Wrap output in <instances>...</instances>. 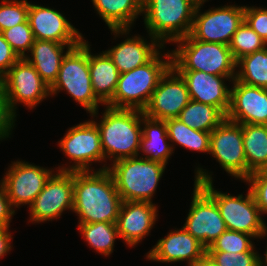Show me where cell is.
<instances>
[{
    "instance_id": "1",
    "label": "cell",
    "mask_w": 267,
    "mask_h": 266,
    "mask_svg": "<svg viewBox=\"0 0 267 266\" xmlns=\"http://www.w3.org/2000/svg\"><path fill=\"white\" fill-rule=\"evenodd\" d=\"M122 198L105 164L94 171H73V212L79 223H117Z\"/></svg>"
},
{
    "instance_id": "2",
    "label": "cell",
    "mask_w": 267,
    "mask_h": 266,
    "mask_svg": "<svg viewBox=\"0 0 267 266\" xmlns=\"http://www.w3.org/2000/svg\"><path fill=\"white\" fill-rule=\"evenodd\" d=\"M105 107L100 123L96 122L100 132L104 162L107 158L115 162L139 156L144 112L137 109Z\"/></svg>"
},
{
    "instance_id": "3",
    "label": "cell",
    "mask_w": 267,
    "mask_h": 266,
    "mask_svg": "<svg viewBox=\"0 0 267 266\" xmlns=\"http://www.w3.org/2000/svg\"><path fill=\"white\" fill-rule=\"evenodd\" d=\"M194 183L199 184L216 202L227 230L242 232L254 238L267 236V226L251 190L245 197L222 193L213 187L212 175L206 169L197 168ZM210 174V175H209Z\"/></svg>"
},
{
    "instance_id": "4",
    "label": "cell",
    "mask_w": 267,
    "mask_h": 266,
    "mask_svg": "<svg viewBox=\"0 0 267 266\" xmlns=\"http://www.w3.org/2000/svg\"><path fill=\"white\" fill-rule=\"evenodd\" d=\"M160 54L161 51L147 64L120 74L113 98L106 106L143 111L160 79L172 66L171 52Z\"/></svg>"
},
{
    "instance_id": "5",
    "label": "cell",
    "mask_w": 267,
    "mask_h": 266,
    "mask_svg": "<svg viewBox=\"0 0 267 266\" xmlns=\"http://www.w3.org/2000/svg\"><path fill=\"white\" fill-rule=\"evenodd\" d=\"M171 51L172 67L176 71H203L212 75L236 76V61L229 45L202 42L191 34L175 41Z\"/></svg>"
},
{
    "instance_id": "6",
    "label": "cell",
    "mask_w": 267,
    "mask_h": 266,
    "mask_svg": "<svg viewBox=\"0 0 267 266\" xmlns=\"http://www.w3.org/2000/svg\"><path fill=\"white\" fill-rule=\"evenodd\" d=\"M197 4L195 0H143L148 35L163 46L189 35Z\"/></svg>"
},
{
    "instance_id": "7",
    "label": "cell",
    "mask_w": 267,
    "mask_h": 266,
    "mask_svg": "<svg viewBox=\"0 0 267 266\" xmlns=\"http://www.w3.org/2000/svg\"><path fill=\"white\" fill-rule=\"evenodd\" d=\"M61 90L70 94L93 118L98 114V105H104L92 88L88 41L83 40L63 57L57 80L50 87V94L56 95Z\"/></svg>"
},
{
    "instance_id": "8",
    "label": "cell",
    "mask_w": 267,
    "mask_h": 266,
    "mask_svg": "<svg viewBox=\"0 0 267 266\" xmlns=\"http://www.w3.org/2000/svg\"><path fill=\"white\" fill-rule=\"evenodd\" d=\"M111 166H107V170L123 201L153 202L152 197L166 165L139 155L117 160Z\"/></svg>"
},
{
    "instance_id": "9",
    "label": "cell",
    "mask_w": 267,
    "mask_h": 266,
    "mask_svg": "<svg viewBox=\"0 0 267 266\" xmlns=\"http://www.w3.org/2000/svg\"><path fill=\"white\" fill-rule=\"evenodd\" d=\"M59 147L74 164L59 166L57 171H92V162H104L100 132L93 119L68 129Z\"/></svg>"
},
{
    "instance_id": "10",
    "label": "cell",
    "mask_w": 267,
    "mask_h": 266,
    "mask_svg": "<svg viewBox=\"0 0 267 266\" xmlns=\"http://www.w3.org/2000/svg\"><path fill=\"white\" fill-rule=\"evenodd\" d=\"M202 5L203 3H198L195 8L190 34L202 42L229 45L237 28L244 21V6L227 4L201 13Z\"/></svg>"
},
{
    "instance_id": "11",
    "label": "cell",
    "mask_w": 267,
    "mask_h": 266,
    "mask_svg": "<svg viewBox=\"0 0 267 266\" xmlns=\"http://www.w3.org/2000/svg\"><path fill=\"white\" fill-rule=\"evenodd\" d=\"M221 167L235 179H247L242 124L225 119L210 135V152Z\"/></svg>"
},
{
    "instance_id": "12",
    "label": "cell",
    "mask_w": 267,
    "mask_h": 266,
    "mask_svg": "<svg viewBox=\"0 0 267 266\" xmlns=\"http://www.w3.org/2000/svg\"><path fill=\"white\" fill-rule=\"evenodd\" d=\"M183 227L207 249L227 230L214 199L197 183Z\"/></svg>"
},
{
    "instance_id": "13",
    "label": "cell",
    "mask_w": 267,
    "mask_h": 266,
    "mask_svg": "<svg viewBox=\"0 0 267 266\" xmlns=\"http://www.w3.org/2000/svg\"><path fill=\"white\" fill-rule=\"evenodd\" d=\"M57 173V174H56ZM30 206L32 223L52 221L62 212L73 210V171H56Z\"/></svg>"
},
{
    "instance_id": "14",
    "label": "cell",
    "mask_w": 267,
    "mask_h": 266,
    "mask_svg": "<svg viewBox=\"0 0 267 266\" xmlns=\"http://www.w3.org/2000/svg\"><path fill=\"white\" fill-rule=\"evenodd\" d=\"M7 83L8 106L15 116L18 102L32 109L47 96H51L50 86L25 58H20L7 71Z\"/></svg>"
},
{
    "instance_id": "15",
    "label": "cell",
    "mask_w": 267,
    "mask_h": 266,
    "mask_svg": "<svg viewBox=\"0 0 267 266\" xmlns=\"http://www.w3.org/2000/svg\"><path fill=\"white\" fill-rule=\"evenodd\" d=\"M9 167L2 180L7 196L14 208H18L22 204L30 207L54 173L52 169H46L22 160L12 162Z\"/></svg>"
},
{
    "instance_id": "16",
    "label": "cell",
    "mask_w": 267,
    "mask_h": 266,
    "mask_svg": "<svg viewBox=\"0 0 267 266\" xmlns=\"http://www.w3.org/2000/svg\"><path fill=\"white\" fill-rule=\"evenodd\" d=\"M190 100L185 81L171 66L160 79L143 112L158 120L177 118Z\"/></svg>"
},
{
    "instance_id": "17",
    "label": "cell",
    "mask_w": 267,
    "mask_h": 266,
    "mask_svg": "<svg viewBox=\"0 0 267 266\" xmlns=\"http://www.w3.org/2000/svg\"><path fill=\"white\" fill-rule=\"evenodd\" d=\"M226 118L239 124L267 125V88L232 81Z\"/></svg>"
},
{
    "instance_id": "18",
    "label": "cell",
    "mask_w": 267,
    "mask_h": 266,
    "mask_svg": "<svg viewBox=\"0 0 267 266\" xmlns=\"http://www.w3.org/2000/svg\"><path fill=\"white\" fill-rule=\"evenodd\" d=\"M28 21L35 39L80 44L84 39L59 11L29 3Z\"/></svg>"
},
{
    "instance_id": "19",
    "label": "cell",
    "mask_w": 267,
    "mask_h": 266,
    "mask_svg": "<svg viewBox=\"0 0 267 266\" xmlns=\"http://www.w3.org/2000/svg\"><path fill=\"white\" fill-rule=\"evenodd\" d=\"M206 253V248L194 238L184 227L171 231L147 253L150 261L174 263L187 261L194 266Z\"/></svg>"
},
{
    "instance_id": "20",
    "label": "cell",
    "mask_w": 267,
    "mask_h": 266,
    "mask_svg": "<svg viewBox=\"0 0 267 266\" xmlns=\"http://www.w3.org/2000/svg\"><path fill=\"white\" fill-rule=\"evenodd\" d=\"M186 83L190 99L199 103L218 107L227 115L230 107L231 89L226 80L236 76H220L203 71H177Z\"/></svg>"
},
{
    "instance_id": "21",
    "label": "cell",
    "mask_w": 267,
    "mask_h": 266,
    "mask_svg": "<svg viewBox=\"0 0 267 266\" xmlns=\"http://www.w3.org/2000/svg\"><path fill=\"white\" fill-rule=\"evenodd\" d=\"M157 208L150 202L123 201L116 223L119 238L130 247L141 242L157 221Z\"/></svg>"
},
{
    "instance_id": "22",
    "label": "cell",
    "mask_w": 267,
    "mask_h": 266,
    "mask_svg": "<svg viewBox=\"0 0 267 266\" xmlns=\"http://www.w3.org/2000/svg\"><path fill=\"white\" fill-rule=\"evenodd\" d=\"M150 38L151 44L140 35L127 37L105 52L122 74L147 64L160 52L159 49L164 47L154 37L150 36Z\"/></svg>"
},
{
    "instance_id": "23",
    "label": "cell",
    "mask_w": 267,
    "mask_h": 266,
    "mask_svg": "<svg viewBox=\"0 0 267 266\" xmlns=\"http://www.w3.org/2000/svg\"><path fill=\"white\" fill-rule=\"evenodd\" d=\"M92 3L114 37L129 34L130 27L143 12V0H92Z\"/></svg>"
},
{
    "instance_id": "24",
    "label": "cell",
    "mask_w": 267,
    "mask_h": 266,
    "mask_svg": "<svg viewBox=\"0 0 267 266\" xmlns=\"http://www.w3.org/2000/svg\"><path fill=\"white\" fill-rule=\"evenodd\" d=\"M78 45L35 39L30 49L31 57L26 55L24 58L34 66L40 77L51 87L57 80L63 57L71 48Z\"/></svg>"
},
{
    "instance_id": "25",
    "label": "cell",
    "mask_w": 267,
    "mask_h": 266,
    "mask_svg": "<svg viewBox=\"0 0 267 266\" xmlns=\"http://www.w3.org/2000/svg\"><path fill=\"white\" fill-rule=\"evenodd\" d=\"M142 136L140 139L139 152L146 154L144 158L161 163L168 164V160L174 153L173 144L171 145L165 120H158L142 115ZM144 126V128H143Z\"/></svg>"
},
{
    "instance_id": "26",
    "label": "cell",
    "mask_w": 267,
    "mask_h": 266,
    "mask_svg": "<svg viewBox=\"0 0 267 266\" xmlns=\"http://www.w3.org/2000/svg\"><path fill=\"white\" fill-rule=\"evenodd\" d=\"M92 55L89 46V70L95 96L106 105L117 88L120 72L105 51Z\"/></svg>"
},
{
    "instance_id": "27",
    "label": "cell",
    "mask_w": 267,
    "mask_h": 266,
    "mask_svg": "<svg viewBox=\"0 0 267 266\" xmlns=\"http://www.w3.org/2000/svg\"><path fill=\"white\" fill-rule=\"evenodd\" d=\"M242 137L248 178L267 166V125L243 124Z\"/></svg>"
},
{
    "instance_id": "28",
    "label": "cell",
    "mask_w": 267,
    "mask_h": 266,
    "mask_svg": "<svg viewBox=\"0 0 267 266\" xmlns=\"http://www.w3.org/2000/svg\"><path fill=\"white\" fill-rule=\"evenodd\" d=\"M177 118L195 130L212 132L226 115L218 107L190 100Z\"/></svg>"
},
{
    "instance_id": "29",
    "label": "cell",
    "mask_w": 267,
    "mask_h": 266,
    "mask_svg": "<svg viewBox=\"0 0 267 266\" xmlns=\"http://www.w3.org/2000/svg\"><path fill=\"white\" fill-rule=\"evenodd\" d=\"M168 138L171 143H177L180 146L197 152H210L211 132L195 130L188 127L178 118L165 120Z\"/></svg>"
},
{
    "instance_id": "30",
    "label": "cell",
    "mask_w": 267,
    "mask_h": 266,
    "mask_svg": "<svg viewBox=\"0 0 267 266\" xmlns=\"http://www.w3.org/2000/svg\"><path fill=\"white\" fill-rule=\"evenodd\" d=\"M239 67V68H238ZM235 79L256 87L267 88V46L236 61Z\"/></svg>"
},
{
    "instance_id": "31",
    "label": "cell",
    "mask_w": 267,
    "mask_h": 266,
    "mask_svg": "<svg viewBox=\"0 0 267 266\" xmlns=\"http://www.w3.org/2000/svg\"><path fill=\"white\" fill-rule=\"evenodd\" d=\"M78 230L97 253L105 256L113 253L115 239L119 238L116 223H79Z\"/></svg>"
},
{
    "instance_id": "32",
    "label": "cell",
    "mask_w": 267,
    "mask_h": 266,
    "mask_svg": "<svg viewBox=\"0 0 267 266\" xmlns=\"http://www.w3.org/2000/svg\"><path fill=\"white\" fill-rule=\"evenodd\" d=\"M267 43L246 23L237 28L229 44L231 54L235 61L241 57L262 50Z\"/></svg>"
},
{
    "instance_id": "33",
    "label": "cell",
    "mask_w": 267,
    "mask_h": 266,
    "mask_svg": "<svg viewBox=\"0 0 267 266\" xmlns=\"http://www.w3.org/2000/svg\"><path fill=\"white\" fill-rule=\"evenodd\" d=\"M250 234L226 230L206 249V252H248L254 245Z\"/></svg>"
},
{
    "instance_id": "34",
    "label": "cell",
    "mask_w": 267,
    "mask_h": 266,
    "mask_svg": "<svg viewBox=\"0 0 267 266\" xmlns=\"http://www.w3.org/2000/svg\"><path fill=\"white\" fill-rule=\"evenodd\" d=\"M27 0H2L0 4V32L28 20Z\"/></svg>"
},
{
    "instance_id": "35",
    "label": "cell",
    "mask_w": 267,
    "mask_h": 266,
    "mask_svg": "<svg viewBox=\"0 0 267 266\" xmlns=\"http://www.w3.org/2000/svg\"><path fill=\"white\" fill-rule=\"evenodd\" d=\"M2 34L19 58L26 56L25 51L30 52L35 40L28 20L4 30Z\"/></svg>"
},
{
    "instance_id": "36",
    "label": "cell",
    "mask_w": 267,
    "mask_h": 266,
    "mask_svg": "<svg viewBox=\"0 0 267 266\" xmlns=\"http://www.w3.org/2000/svg\"><path fill=\"white\" fill-rule=\"evenodd\" d=\"M253 246L248 252H207L219 266H262V256Z\"/></svg>"
},
{
    "instance_id": "37",
    "label": "cell",
    "mask_w": 267,
    "mask_h": 266,
    "mask_svg": "<svg viewBox=\"0 0 267 266\" xmlns=\"http://www.w3.org/2000/svg\"><path fill=\"white\" fill-rule=\"evenodd\" d=\"M245 182L249 183V189L261 213L267 214V172L264 169L253 172Z\"/></svg>"
},
{
    "instance_id": "38",
    "label": "cell",
    "mask_w": 267,
    "mask_h": 266,
    "mask_svg": "<svg viewBox=\"0 0 267 266\" xmlns=\"http://www.w3.org/2000/svg\"><path fill=\"white\" fill-rule=\"evenodd\" d=\"M244 20L267 43V9L244 6Z\"/></svg>"
},
{
    "instance_id": "39",
    "label": "cell",
    "mask_w": 267,
    "mask_h": 266,
    "mask_svg": "<svg viewBox=\"0 0 267 266\" xmlns=\"http://www.w3.org/2000/svg\"><path fill=\"white\" fill-rule=\"evenodd\" d=\"M15 117L9 109L8 100L0 99V140L7 139L11 135Z\"/></svg>"
},
{
    "instance_id": "40",
    "label": "cell",
    "mask_w": 267,
    "mask_h": 266,
    "mask_svg": "<svg viewBox=\"0 0 267 266\" xmlns=\"http://www.w3.org/2000/svg\"><path fill=\"white\" fill-rule=\"evenodd\" d=\"M13 208V209H12ZM16 210L11 204L7 196V192L3 183L0 181V227H9L12 216Z\"/></svg>"
},
{
    "instance_id": "41",
    "label": "cell",
    "mask_w": 267,
    "mask_h": 266,
    "mask_svg": "<svg viewBox=\"0 0 267 266\" xmlns=\"http://www.w3.org/2000/svg\"><path fill=\"white\" fill-rule=\"evenodd\" d=\"M19 59L0 32V70L7 72Z\"/></svg>"
},
{
    "instance_id": "42",
    "label": "cell",
    "mask_w": 267,
    "mask_h": 266,
    "mask_svg": "<svg viewBox=\"0 0 267 266\" xmlns=\"http://www.w3.org/2000/svg\"><path fill=\"white\" fill-rule=\"evenodd\" d=\"M9 227H0V258L4 257L11 250L12 235Z\"/></svg>"
},
{
    "instance_id": "43",
    "label": "cell",
    "mask_w": 267,
    "mask_h": 266,
    "mask_svg": "<svg viewBox=\"0 0 267 266\" xmlns=\"http://www.w3.org/2000/svg\"><path fill=\"white\" fill-rule=\"evenodd\" d=\"M0 99L8 100L7 72L0 70Z\"/></svg>"
},
{
    "instance_id": "44",
    "label": "cell",
    "mask_w": 267,
    "mask_h": 266,
    "mask_svg": "<svg viewBox=\"0 0 267 266\" xmlns=\"http://www.w3.org/2000/svg\"><path fill=\"white\" fill-rule=\"evenodd\" d=\"M194 266H219L206 252Z\"/></svg>"
},
{
    "instance_id": "45",
    "label": "cell",
    "mask_w": 267,
    "mask_h": 266,
    "mask_svg": "<svg viewBox=\"0 0 267 266\" xmlns=\"http://www.w3.org/2000/svg\"><path fill=\"white\" fill-rule=\"evenodd\" d=\"M264 255H265V257H263L264 259H261L262 266H267V247H266V252Z\"/></svg>"
},
{
    "instance_id": "46",
    "label": "cell",
    "mask_w": 267,
    "mask_h": 266,
    "mask_svg": "<svg viewBox=\"0 0 267 266\" xmlns=\"http://www.w3.org/2000/svg\"><path fill=\"white\" fill-rule=\"evenodd\" d=\"M197 3H204L206 2L207 0H195Z\"/></svg>"
}]
</instances>
